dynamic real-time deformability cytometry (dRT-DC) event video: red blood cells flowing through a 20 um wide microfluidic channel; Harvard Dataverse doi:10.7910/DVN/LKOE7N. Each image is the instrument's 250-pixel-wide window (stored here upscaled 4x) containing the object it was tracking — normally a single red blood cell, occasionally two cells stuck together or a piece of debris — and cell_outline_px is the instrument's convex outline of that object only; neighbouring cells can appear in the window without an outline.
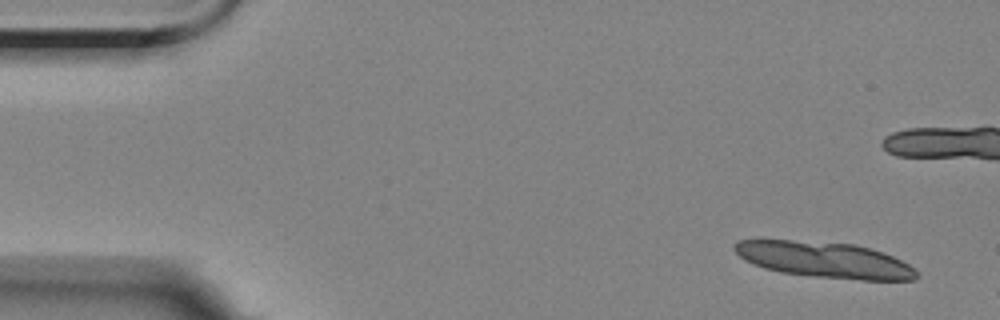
{"species": "Egyptian fruit bat (a non-hibernating species)", "species_latin": "Rousettus aegyptiacus", "temperature_condition": "room temperature", "stored_images_in_passage": 3, "camera_frame_rate_fps": 3000, "um_per_image_px": 0.085, "animal": {"sex": "female"}, "frame": {"image": 1, "passage_image": 1, "time_ms": 0.0, "image_size_px": [1000, 320], "cell_outline_px": [[920, 276], [916, 280], [864, 280], [816, 276], [780, 272], [764, 268], [744, 260], [732, 248], [732, 244], [736, 240], [792, 240], [856, 244], [892, 256], [908, 264]], "centroid_in_image_um": [70.05, 22.08], "position_along_channel_um": 14.9, "area_um2": 37.8}}